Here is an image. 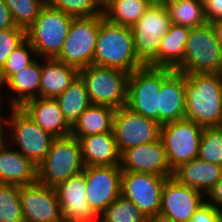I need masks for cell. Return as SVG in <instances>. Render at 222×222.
<instances>
[{
  "label": "cell",
  "mask_w": 222,
  "mask_h": 222,
  "mask_svg": "<svg viewBox=\"0 0 222 222\" xmlns=\"http://www.w3.org/2000/svg\"><path fill=\"white\" fill-rule=\"evenodd\" d=\"M185 75V118L202 127L222 126V73Z\"/></svg>",
  "instance_id": "1"
},
{
  "label": "cell",
  "mask_w": 222,
  "mask_h": 222,
  "mask_svg": "<svg viewBox=\"0 0 222 222\" xmlns=\"http://www.w3.org/2000/svg\"><path fill=\"white\" fill-rule=\"evenodd\" d=\"M93 64L118 68L129 74L142 67L144 64L135 53L132 29L108 22L100 15Z\"/></svg>",
  "instance_id": "2"
},
{
  "label": "cell",
  "mask_w": 222,
  "mask_h": 222,
  "mask_svg": "<svg viewBox=\"0 0 222 222\" xmlns=\"http://www.w3.org/2000/svg\"><path fill=\"white\" fill-rule=\"evenodd\" d=\"M173 71L167 67L143 65L129 74L126 107L159 123L161 83Z\"/></svg>",
  "instance_id": "3"
},
{
  "label": "cell",
  "mask_w": 222,
  "mask_h": 222,
  "mask_svg": "<svg viewBox=\"0 0 222 222\" xmlns=\"http://www.w3.org/2000/svg\"><path fill=\"white\" fill-rule=\"evenodd\" d=\"M84 167L80 141L72 135L55 138L37 167V181L54 188L83 172Z\"/></svg>",
  "instance_id": "4"
},
{
  "label": "cell",
  "mask_w": 222,
  "mask_h": 222,
  "mask_svg": "<svg viewBox=\"0 0 222 222\" xmlns=\"http://www.w3.org/2000/svg\"><path fill=\"white\" fill-rule=\"evenodd\" d=\"M91 104L119 109L127 104L129 73L91 64L79 70Z\"/></svg>",
  "instance_id": "5"
},
{
  "label": "cell",
  "mask_w": 222,
  "mask_h": 222,
  "mask_svg": "<svg viewBox=\"0 0 222 222\" xmlns=\"http://www.w3.org/2000/svg\"><path fill=\"white\" fill-rule=\"evenodd\" d=\"M175 70L184 74L222 73V48L210 22L190 30L183 62Z\"/></svg>",
  "instance_id": "6"
},
{
  "label": "cell",
  "mask_w": 222,
  "mask_h": 222,
  "mask_svg": "<svg viewBox=\"0 0 222 222\" xmlns=\"http://www.w3.org/2000/svg\"><path fill=\"white\" fill-rule=\"evenodd\" d=\"M171 19L161 0H155L131 27L134 49L144 65L158 67L160 41L168 32Z\"/></svg>",
  "instance_id": "7"
},
{
  "label": "cell",
  "mask_w": 222,
  "mask_h": 222,
  "mask_svg": "<svg viewBox=\"0 0 222 222\" xmlns=\"http://www.w3.org/2000/svg\"><path fill=\"white\" fill-rule=\"evenodd\" d=\"M73 16L53 9L47 4L41 9L39 16L26 30V39L41 58H56L68 35Z\"/></svg>",
  "instance_id": "8"
},
{
  "label": "cell",
  "mask_w": 222,
  "mask_h": 222,
  "mask_svg": "<svg viewBox=\"0 0 222 222\" xmlns=\"http://www.w3.org/2000/svg\"><path fill=\"white\" fill-rule=\"evenodd\" d=\"M99 25L100 15L73 18L56 59L78 70L93 64Z\"/></svg>",
  "instance_id": "9"
},
{
  "label": "cell",
  "mask_w": 222,
  "mask_h": 222,
  "mask_svg": "<svg viewBox=\"0 0 222 222\" xmlns=\"http://www.w3.org/2000/svg\"><path fill=\"white\" fill-rule=\"evenodd\" d=\"M10 111V117L7 116V127L12 129L9 144L18 146L17 150L38 166L55 138L41 129L22 108H12Z\"/></svg>",
  "instance_id": "10"
},
{
  "label": "cell",
  "mask_w": 222,
  "mask_h": 222,
  "mask_svg": "<svg viewBox=\"0 0 222 222\" xmlns=\"http://www.w3.org/2000/svg\"><path fill=\"white\" fill-rule=\"evenodd\" d=\"M203 129L201 125L186 118L161 125L160 139L172 170L198 156Z\"/></svg>",
  "instance_id": "11"
},
{
  "label": "cell",
  "mask_w": 222,
  "mask_h": 222,
  "mask_svg": "<svg viewBox=\"0 0 222 222\" xmlns=\"http://www.w3.org/2000/svg\"><path fill=\"white\" fill-rule=\"evenodd\" d=\"M160 128L158 122L134 113L126 106L115 111L112 131L120 154L126 149L157 141Z\"/></svg>",
  "instance_id": "12"
},
{
  "label": "cell",
  "mask_w": 222,
  "mask_h": 222,
  "mask_svg": "<svg viewBox=\"0 0 222 222\" xmlns=\"http://www.w3.org/2000/svg\"><path fill=\"white\" fill-rule=\"evenodd\" d=\"M86 198L93 211L100 216L121 196L122 169L120 166L84 167Z\"/></svg>",
  "instance_id": "13"
},
{
  "label": "cell",
  "mask_w": 222,
  "mask_h": 222,
  "mask_svg": "<svg viewBox=\"0 0 222 222\" xmlns=\"http://www.w3.org/2000/svg\"><path fill=\"white\" fill-rule=\"evenodd\" d=\"M166 178L149 173L122 171L121 195L147 217L159 213Z\"/></svg>",
  "instance_id": "14"
},
{
  "label": "cell",
  "mask_w": 222,
  "mask_h": 222,
  "mask_svg": "<svg viewBox=\"0 0 222 222\" xmlns=\"http://www.w3.org/2000/svg\"><path fill=\"white\" fill-rule=\"evenodd\" d=\"M24 222H64L55 188L38 181L21 186Z\"/></svg>",
  "instance_id": "15"
},
{
  "label": "cell",
  "mask_w": 222,
  "mask_h": 222,
  "mask_svg": "<svg viewBox=\"0 0 222 222\" xmlns=\"http://www.w3.org/2000/svg\"><path fill=\"white\" fill-rule=\"evenodd\" d=\"M205 198L202 192L169 177L162 188L159 213L175 222H190L193 214L205 202Z\"/></svg>",
  "instance_id": "16"
},
{
  "label": "cell",
  "mask_w": 222,
  "mask_h": 222,
  "mask_svg": "<svg viewBox=\"0 0 222 222\" xmlns=\"http://www.w3.org/2000/svg\"><path fill=\"white\" fill-rule=\"evenodd\" d=\"M120 167L122 171L149 173L165 178L173 176L161 139L124 150L120 154Z\"/></svg>",
  "instance_id": "17"
},
{
  "label": "cell",
  "mask_w": 222,
  "mask_h": 222,
  "mask_svg": "<svg viewBox=\"0 0 222 222\" xmlns=\"http://www.w3.org/2000/svg\"><path fill=\"white\" fill-rule=\"evenodd\" d=\"M54 188L64 222H92L99 217L86 198L84 170Z\"/></svg>",
  "instance_id": "18"
},
{
  "label": "cell",
  "mask_w": 222,
  "mask_h": 222,
  "mask_svg": "<svg viewBox=\"0 0 222 222\" xmlns=\"http://www.w3.org/2000/svg\"><path fill=\"white\" fill-rule=\"evenodd\" d=\"M186 75L174 70L159 92V124L185 119Z\"/></svg>",
  "instance_id": "19"
},
{
  "label": "cell",
  "mask_w": 222,
  "mask_h": 222,
  "mask_svg": "<svg viewBox=\"0 0 222 222\" xmlns=\"http://www.w3.org/2000/svg\"><path fill=\"white\" fill-rule=\"evenodd\" d=\"M27 115L54 138L71 135V126L65 120L54 98L37 97L21 107Z\"/></svg>",
  "instance_id": "20"
},
{
  "label": "cell",
  "mask_w": 222,
  "mask_h": 222,
  "mask_svg": "<svg viewBox=\"0 0 222 222\" xmlns=\"http://www.w3.org/2000/svg\"><path fill=\"white\" fill-rule=\"evenodd\" d=\"M9 146L6 142L0 147V183L24 186L37 182L38 166Z\"/></svg>",
  "instance_id": "21"
},
{
  "label": "cell",
  "mask_w": 222,
  "mask_h": 222,
  "mask_svg": "<svg viewBox=\"0 0 222 222\" xmlns=\"http://www.w3.org/2000/svg\"><path fill=\"white\" fill-rule=\"evenodd\" d=\"M81 144L82 160L88 166H120V153L113 132L76 137Z\"/></svg>",
  "instance_id": "22"
},
{
  "label": "cell",
  "mask_w": 222,
  "mask_h": 222,
  "mask_svg": "<svg viewBox=\"0 0 222 222\" xmlns=\"http://www.w3.org/2000/svg\"><path fill=\"white\" fill-rule=\"evenodd\" d=\"M172 177L179 183L196 189L206 196L216 182L222 178V166L196 157L174 169Z\"/></svg>",
  "instance_id": "23"
},
{
  "label": "cell",
  "mask_w": 222,
  "mask_h": 222,
  "mask_svg": "<svg viewBox=\"0 0 222 222\" xmlns=\"http://www.w3.org/2000/svg\"><path fill=\"white\" fill-rule=\"evenodd\" d=\"M41 80L39 97H58L79 75V70L56 58L41 60Z\"/></svg>",
  "instance_id": "24"
},
{
  "label": "cell",
  "mask_w": 222,
  "mask_h": 222,
  "mask_svg": "<svg viewBox=\"0 0 222 222\" xmlns=\"http://www.w3.org/2000/svg\"><path fill=\"white\" fill-rule=\"evenodd\" d=\"M41 80V62L34 60L31 64L10 76L3 84L13 93L8 98L11 108H21L29 100L39 97ZM16 93V94H15Z\"/></svg>",
  "instance_id": "25"
},
{
  "label": "cell",
  "mask_w": 222,
  "mask_h": 222,
  "mask_svg": "<svg viewBox=\"0 0 222 222\" xmlns=\"http://www.w3.org/2000/svg\"><path fill=\"white\" fill-rule=\"evenodd\" d=\"M116 109L90 104L71 127V135L85 137L105 132H113V119Z\"/></svg>",
  "instance_id": "26"
},
{
  "label": "cell",
  "mask_w": 222,
  "mask_h": 222,
  "mask_svg": "<svg viewBox=\"0 0 222 222\" xmlns=\"http://www.w3.org/2000/svg\"><path fill=\"white\" fill-rule=\"evenodd\" d=\"M191 28L171 24L160 41L158 67L176 69L184 59L186 41Z\"/></svg>",
  "instance_id": "27"
},
{
  "label": "cell",
  "mask_w": 222,
  "mask_h": 222,
  "mask_svg": "<svg viewBox=\"0 0 222 222\" xmlns=\"http://www.w3.org/2000/svg\"><path fill=\"white\" fill-rule=\"evenodd\" d=\"M55 99L58 102L65 120L71 127L91 104L85 83L79 75Z\"/></svg>",
  "instance_id": "28"
},
{
  "label": "cell",
  "mask_w": 222,
  "mask_h": 222,
  "mask_svg": "<svg viewBox=\"0 0 222 222\" xmlns=\"http://www.w3.org/2000/svg\"><path fill=\"white\" fill-rule=\"evenodd\" d=\"M154 1L110 0L103 7V16L108 22L131 28Z\"/></svg>",
  "instance_id": "29"
},
{
  "label": "cell",
  "mask_w": 222,
  "mask_h": 222,
  "mask_svg": "<svg viewBox=\"0 0 222 222\" xmlns=\"http://www.w3.org/2000/svg\"><path fill=\"white\" fill-rule=\"evenodd\" d=\"M165 5L171 24L196 28L207 23L203 0H161Z\"/></svg>",
  "instance_id": "30"
},
{
  "label": "cell",
  "mask_w": 222,
  "mask_h": 222,
  "mask_svg": "<svg viewBox=\"0 0 222 222\" xmlns=\"http://www.w3.org/2000/svg\"><path fill=\"white\" fill-rule=\"evenodd\" d=\"M20 192L19 185L0 183V222H24Z\"/></svg>",
  "instance_id": "31"
},
{
  "label": "cell",
  "mask_w": 222,
  "mask_h": 222,
  "mask_svg": "<svg viewBox=\"0 0 222 222\" xmlns=\"http://www.w3.org/2000/svg\"><path fill=\"white\" fill-rule=\"evenodd\" d=\"M10 10L16 27L25 31L39 16L41 9L46 5V0H3Z\"/></svg>",
  "instance_id": "32"
},
{
  "label": "cell",
  "mask_w": 222,
  "mask_h": 222,
  "mask_svg": "<svg viewBox=\"0 0 222 222\" xmlns=\"http://www.w3.org/2000/svg\"><path fill=\"white\" fill-rule=\"evenodd\" d=\"M197 157L222 166V126L204 127Z\"/></svg>",
  "instance_id": "33"
},
{
  "label": "cell",
  "mask_w": 222,
  "mask_h": 222,
  "mask_svg": "<svg viewBox=\"0 0 222 222\" xmlns=\"http://www.w3.org/2000/svg\"><path fill=\"white\" fill-rule=\"evenodd\" d=\"M105 222H146L147 216L122 195L99 216Z\"/></svg>",
  "instance_id": "34"
},
{
  "label": "cell",
  "mask_w": 222,
  "mask_h": 222,
  "mask_svg": "<svg viewBox=\"0 0 222 222\" xmlns=\"http://www.w3.org/2000/svg\"><path fill=\"white\" fill-rule=\"evenodd\" d=\"M31 55H36V52L27 39L12 50L7 57L5 65L0 71V89L2 88V84L10 76L14 75L34 61V57ZM0 103H2L1 100Z\"/></svg>",
  "instance_id": "35"
},
{
  "label": "cell",
  "mask_w": 222,
  "mask_h": 222,
  "mask_svg": "<svg viewBox=\"0 0 222 222\" xmlns=\"http://www.w3.org/2000/svg\"><path fill=\"white\" fill-rule=\"evenodd\" d=\"M46 4L74 18L103 15L99 0H46Z\"/></svg>",
  "instance_id": "36"
},
{
  "label": "cell",
  "mask_w": 222,
  "mask_h": 222,
  "mask_svg": "<svg viewBox=\"0 0 222 222\" xmlns=\"http://www.w3.org/2000/svg\"><path fill=\"white\" fill-rule=\"evenodd\" d=\"M26 39V31L13 27L0 31V71L6 63L7 57L20 43Z\"/></svg>",
  "instance_id": "37"
},
{
  "label": "cell",
  "mask_w": 222,
  "mask_h": 222,
  "mask_svg": "<svg viewBox=\"0 0 222 222\" xmlns=\"http://www.w3.org/2000/svg\"><path fill=\"white\" fill-rule=\"evenodd\" d=\"M190 222H222V210L205 201L193 214Z\"/></svg>",
  "instance_id": "38"
},
{
  "label": "cell",
  "mask_w": 222,
  "mask_h": 222,
  "mask_svg": "<svg viewBox=\"0 0 222 222\" xmlns=\"http://www.w3.org/2000/svg\"><path fill=\"white\" fill-rule=\"evenodd\" d=\"M207 22L222 18V0H203Z\"/></svg>",
  "instance_id": "39"
},
{
  "label": "cell",
  "mask_w": 222,
  "mask_h": 222,
  "mask_svg": "<svg viewBox=\"0 0 222 222\" xmlns=\"http://www.w3.org/2000/svg\"><path fill=\"white\" fill-rule=\"evenodd\" d=\"M205 197H208V203L212 204L215 208L222 210V178L216 182L214 187L208 192Z\"/></svg>",
  "instance_id": "40"
},
{
  "label": "cell",
  "mask_w": 222,
  "mask_h": 222,
  "mask_svg": "<svg viewBox=\"0 0 222 222\" xmlns=\"http://www.w3.org/2000/svg\"><path fill=\"white\" fill-rule=\"evenodd\" d=\"M15 27L10 10L3 0H0V31Z\"/></svg>",
  "instance_id": "41"
},
{
  "label": "cell",
  "mask_w": 222,
  "mask_h": 222,
  "mask_svg": "<svg viewBox=\"0 0 222 222\" xmlns=\"http://www.w3.org/2000/svg\"><path fill=\"white\" fill-rule=\"evenodd\" d=\"M210 23L212 24V27L215 31L216 38L219 41L222 48V18L212 21Z\"/></svg>",
  "instance_id": "42"
},
{
  "label": "cell",
  "mask_w": 222,
  "mask_h": 222,
  "mask_svg": "<svg viewBox=\"0 0 222 222\" xmlns=\"http://www.w3.org/2000/svg\"><path fill=\"white\" fill-rule=\"evenodd\" d=\"M7 124H8V118H5L4 116L2 117V115H0V147L6 143V139H5L6 136L4 133L6 129H4L3 127H7Z\"/></svg>",
  "instance_id": "43"
},
{
  "label": "cell",
  "mask_w": 222,
  "mask_h": 222,
  "mask_svg": "<svg viewBox=\"0 0 222 222\" xmlns=\"http://www.w3.org/2000/svg\"><path fill=\"white\" fill-rule=\"evenodd\" d=\"M146 222H175L168 216H165L161 213H157L155 215L147 217Z\"/></svg>",
  "instance_id": "44"
},
{
  "label": "cell",
  "mask_w": 222,
  "mask_h": 222,
  "mask_svg": "<svg viewBox=\"0 0 222 222\" xmlns=\"http://www.w3.org/2000/svg\"><path fill=\"white\" fill-rule=\"evenodd\" d=\"M102 7H104L110 0H99Z\"/></svg>",
  "instance_id": "45"
},
{
  "label": "cell",
  "mask_w": 222,
  "mask_h": 222,
  "mask_svg": "<svg viewBox=\"0 0 222 222\" xmlns=\"http://www.w3.org/2000/svg\"><path fill=\"white\" fill-rule=\"evenodd\" d=\"M92 222H105L101 217L94 219Z\"/></svg>",
  "instance_id": "46"
}]
</instances>
